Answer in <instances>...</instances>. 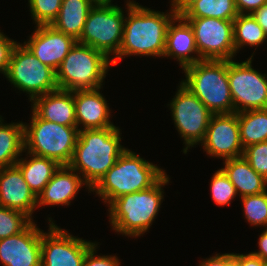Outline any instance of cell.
<instances>
[{"instance_id":"6da1fadb","label":"cell","mask_w":267,"mask_h":266,"mask_svg":"<svg viewBox=\"0 0 267 266\" xmlns=\"http://www.w3.org/2000/svg\"><path fill=\"white\" fill-rule=\"evenodd\" d=\"M124 30L119 53L112 58L117 65L124 57L164 56L167 29L177 17L172 9L169 12L155 11L141 6L134 0H127Z\"/></svg>"},{"instance_id":"7a4b0ae2","label":"cell","mask_w":267,"mask_h":266,"mask_svg":"<svg viewBox=\"0 0 267 266\" xmlns=\"http://www.w3.org/2000/svg\"><path fill=\"white\" fill-rule=\"evenodd\" d=\"M118 127L86 129L78 133L69 166L92 189L127 149L121 145Z\"/></svg>"},{"instance_id":"3957f363","label":"cell","mask_w":267,"mask_h":266,"mask_svg":"<svg viewBox=\"0 0 267 266\" xmlns=\"http://www.w3.org/2000/svg\"><path fill=\"white\" fill-rule=\"evenodd\" d=\"M169 181L165 173L153 186L122 195L107 205L113 231L130 238H137L147 232L161 208L163 187Z\"/></svg>"},{"instance_id":"277c9868","label":"cell","mask_w":267,"mask_h":266,"mask_svg":"<svg viewBox=\"0 0 267 266\" xmlns=\"http://www.w3.org/2000/svg\"><path fill=\"white\" fill-rule=\"evenodd\" d=\"M164 169L126 149L116 163L91 189L103 202L110 204L116 198L139 192L153 186L166 172Z\"/></svg>"},{"instance_id":"5b68a950","label":"cell","mask_w":267,"mask_h":266,"mask_svg":"<svg viewBox=\"0 0 267 266\" xmlns=\"http://www.w3.org/2000/svg\"><path fill=\"white\" fill-rule=\"evenodd\" d=\"M187 87L213 113H233L228 60H200L182 69Z\"/></svg>"},{"instance_id":"8992f818","label":"cell","mask_w":267,"mask_h":266,"mask_svg":"<svg viewBox=\"0 0 267 266\" xmlns=\"http://www.w3.org/2000/svg\"><path fill=\"white\" fill-rule=\"evenodd\" d=\"M111 65V59L103 52L77 42L56 71L58 89L102 88Z\"/></svg>"},{"instance_id":"52a82bcc","label":"cell","mask_w":267,"mask_h":266,"mask_svg":"<svg viewBox=\"0 0 267 266\" xmlns=\"http://www.w3.org/2000/svg\"><path fill=\"white\" fill-rule=\"evenodd\" d=\"M77 126H65L39 118L33 111L30 124H24V152L69 165L76 146Z\"/></svg>"},{"instance_id":"ba28073f","label":"cell","mask_w":267,"mask_h":266,"mask_svg":"<svg viewBox=\"0 0 267 266\" xmlns=\"http://www.w3.org/2000/svg\"><path fill=\"white\" fill-rule=\"evenodd\" d=\"M124 16L123 9L112 2H96L77 42L103 52L112 60L122 43Z\"/></svg>"},{"instance_id":"9c48e42d","label":"cell","mask_w":267,"mask_h":266,"mask_svg":"<svg viewBox=\"0 0 267 266\" xmlns=\"http://www.w3.org/2000/svg\"><path fill=\"white\" fill-rule=\"evenodd\" d=\"M5 77L15 88L29 94L30 101L58 89L56 72L18 42L12 51Z\"/></svg>"},{"instance_id":"30bf717a","label":"cell","mask_w":267,"mask_h":266,"mask_svg":"<svg viewBox=\"0 0 267 266\" xmlns=\"http://www.w3.org/2000/svg\"><path fill=\"white\" fill-rule=\"evenodd\" d=\"M175 97L168 106L180 138H183V153L204 140L213 113L181 82Z\"/></svg>"},{"instance_id":"8fae6325","label":"cell","mask_w":267,"mask_h":266,"mask_svg":"<svg viewBox=\"0 0 267 266\" xmlns=\"http://www.w3.org/2000/svg\"><path fill=\"white\" fill-rule=\"evenodd\" d=\"M252 58L228 60V80L234 112L267 109V75L252 68Z\"/></svg>"},{"instance_id":"7c38bea8","label":"cell","mask_w":267,"mask_h":266,"mask_svg":"<svg viewBox=\"0 0 267 266\" xmlns=\"http://www.w3.org/2000/svg\"><path fill=\"white\" fill-rule=\"evenodd\" d=\"M192 27L201 60H235L233 20L184 18Z\"/></svg>"},{"instance_id":"4fadbf2b","label":"cell","mask_w":267,"mask_h":266,"mask_svg":"<svg viewBox=\"0 0 267 266\" xmlns=\"http://www.w3.org/2000/svg\"><path fill=\"white\" fill-rule=\"evenodd\" d=\"M48 219V233L42 230L41 266H83L86 253L97 242L72 236Z\"/></svg>"},{"instance_id":"5bb4252c","label":"cell","mask_w":267,"mask_h":266,"mask_svg":"<svg viewBox=\"0 0 267 266\" xmlns=\"http://www.w3.org/2000/svg\"><path fill=\"white\" fill-rule=\"evenodd\" d=\"M201 146L207 155L223 160L243 156L238 113L213 114Z\"/></svg>"},{"instance_id":"9a60e30c","label":"cell","mask_w":267,"mask_h":266,"mask_svg":"<svg viewBox=\"0 0 267 266\" xmlns=\"http://www.w3.org/2000/svg\"><path fill=\"white\" fill-rule=\"evenodd\" d=\"M42 229L31 222L20 233L0 239L3 266H41Z\"/></svg>"},{"instance_id":"2e32d148","label":"cell","mask_w":267,"mask_h":266,"mask_svg":"<svg viewBox=\"0 0 267 266\" xmlns=\"http://www.w3.org/2000/svg\"><path fill=\"white\" fill-rule=\"evenodd\" d=\"M33 34L24 45L45 65L55 72L77 40L57 31L51 25L35 26Z\"/></svg>"},{"instance_id":"e0dca14e","label":"cell","mask_w":267,"mask_h":266,"mask_svg":"<svg viewBox=\"0 0 267 266\" xmlns=\"http://www.w3.org/2000/svg\"><path fill=\"white\" fill-rule=\"evenodd\" d=\"M0 206L19 210L33 220L37 197L17 165L0 168Z\"/></svg>"},{"instance_id":"ac0fdd59","label":"cell","mask_w":267,"mask_h":266,"mask_svg":"<svg viewBox=\"0 0 267 266\" xmlns=\"http://www.w3.org/2000/svg\"><path fill=\"white\" fill-rule=\"evenodd\" d=\"M100 89L74 90L75 116L79 131L116 127L110 121L108 101L100 93ZM81 124L82 127L79 128Z\"/></svg>"},{"instance_id":"d6986e66","label":"cell","mask_w":267,"mask_h":266,"mask_svg":"<svg viewBox=\"0 0 267 266\" xmlns=\"http://www.w3.org/2000/svg\"><path fill=\"white\" fill-rule=\"evenodd\" d=\"M91 192L83 178L69 165H61L37 197V207L71 205L82 186Z\"/></svg>"},{"instance_id":"ffe728a7","label":"cell","mask_w":267,"mask_h":266,"mask_svg":"<svg viewBox=\"0 0 267 266\" xmlns=\"http://www.w3.org/2000/svg\"><path fill=\"white\" fill-rule=\"evenodd\" d=\"M31 102V109L39 118L65 126H77L74 91L57 89Z\"/></svg>"},{"instance_id":"44dd1931","label":"cell","mask_w":267,"mask_h":266,"mask_svg":"<svg viewBox=\"0 0 267 266\" xmlns=\"http://www.w3.org/2000/svg\"><path fill=\"white\" fill-rule=\"evenodd\" d=\"M164 57L177 59L176 61L179 62L181 69L201 60L193 29L182 16L175 17L168 26L165 51L162 58Z\"/></svg>"},{"instance_id":"7402d4cb","label":"cell","mask_w":267,"mask_h":266,"mask_svg":"<svg viewBox=\"0 0 267 266\" xmlns=\"http://www.w3.org/2000/svg\"><path fill=\"white\" fill-rule=\"evenodd\" d=\"M221 168L241 197L259 194L267 190V179L258 174L243 157L223 160Z\"/></svg>"},{"instance_id":"603a6c76","label":"cell","mask_w":267,"mask_h":266,"mask_svg":"<svg viewBox=\"0 0 267 266\" xmlns=\"http://www.w3.org/2000/svg\"><path fill=\"white\" fill-rule=\"evenodd\" d=\"M95 0H62L61 8L51 26L59 32L78 40L83 32Z\"/></svg>"},{"instance_id":"cb8c5ba5","label":"cell","mask_w":267,"mask_h":266,"mask_svg":"<svg viewBox=\"0 0 267 266\" xmlns=\"http://www.w3.org/2000/svg\"><path fill=\"white\" fill-rule=\"evenodd\" d=\"M26 153L28 158L20 157L16 165L30 190L38 197L61 165L53 159Z\"/></svg>"},{"instance_id":"d4e9b609","label":"cell","mask_w":267,"mask_h":266,"mask_svg":"<svg viewBox=\"0 0 267 266\" xmlns=\"http://www.w3.org/2000/svg\"><path fill=\"white\" fill-rule=\"evenodd\" d=\"M3 122L0 116V168L16 165L24 152V123Z\"/></svg>"},{"instance_id":"484cf974","label":"cell","mask_w":267,"mask_h":266,"mask_svg":"<svg viewBox=\"0 0 267 266\" xmlns=\"http://www.w3.org/2000/svg\"><path fill=\"white\" fill-rule=\"evenodd\" d=\"M238 124L243 148L267 141V109L238 113Z\"/></svg>"},{"instance_id":"4316f807","label":"cell","mask_w":267,"mask_h":266,"mask_svg":"<svg viewBox=\"0 0 267 266\" xmlns=\"http://www.w3.org/2000/svg\"><path fill=\"white\" fill-rule=\"evenodd\" d=\"M266 39L267 34L252 14H239L233 20V42L236 53H239L243 46L258 47L267 42Z\"/></svg>"},{"instance_id":"83f0119b","label":"cell","mask_w":267,"mask_h":266,"mask_svg":"<svg viewBox=\"0 0 267 266\" xmlns=\"http://www.w3.org/2000/svg\"><path fill=\"white\" fill-rule=\"evenodd\" d=\"M239 15L235 0H198L183 15V18L213 17L234 20Z\"/></svg>"},{"instance_id":"f1b7e54d","label":"cell","mask_w":267,"mask_h":266,"mask_svg":"<svg viewBox=\"0 0 267 266\" xmlns=\"http://www.w3.org/2000/svg\"><path fill=\"white\" fill-rule=\"evenodd\" d=\"M244 217L251 225L267 229V190L241 197ZM266 226V227H265Z\"/></svg>"},{"instance_id":"f546056e","label":"cell","mask_w":267,"mask_h":266,"mask_svg":"<svg viewBox=\"0 0 267 266\" xmlns=\"http://www.w3.org/2000/svg\"><path fill=\"white\" fill-rule=\"evenodd\" d=\"M32 221L34 220L19 210L0 206V239L20 233Z\"/></svg>"},{"instance_id":"4dcf8cb0","label":"cell","mask_w":267,"mask_h":266,"mask_svg":"<svg viewBox=\"0 0 267 266\" xmlns=\"http://www.w3.org/2000/svg\"><path fill=\"white\" fill-rule=\"evenodd\" d=\"M210 192L213 201L219 206L230 205L237 194L234 185L222 169H218L210 181Z\"/></svg>"},{"instance_id":"1f68e13d","label":"cell","mask_w":267,"mask_h":266,"mask_svg":"<svg viewBox=\"0 0 267 266\" xmlns=\"http://www.w3.org/2000/svg\"><path fill=\"white\" fill-rule=\"evenodd\" d=\"M31 19L36 26L51 25L58 16L62 0H28Z\"/></svg>"},{"instance_id":"d6a6232c","label":"cell","mask_w":267,"mask_h":266,"mask_svg":"<svg viewBox=\"0 0 267 266\" xmlns=\"http://www.w3.org/2000/svg\"><path fill=\"white\" fill-rule=\"evenodd\" d=\"M243 157L258 174L267 179V141L247 146Z\"/></svg>"},{"instance_id":"836d02e7","label":"cell","mask_w":267,"mask_h":266,"mask_svg":"<svg viewBox=\"0 0 267 266\" xmlns=\"http://www.w3.org/2000/svg\"><path fill=\"white\" fill-rule=\"evenodd\" d=\"M96 243L87 253L83 261V266H120V260L117 256L111 255H96V249L98 248Z\"/></svg>"},{"instance_id":"e575fe53","label":"cell","mask_w":267,"mask_h":266,"mask_svg":"<svg viewBox=\"0 0 267 266\" xmlns=\"http://www.w3.org/2000/svg\"><path fill=\"white\" fill-rule=\"evenodd\" d=\"M16 44V41L8 38L0 30V73L4 76L7 73L11 54Z\"/></svg>"},{"instance_id":"d590c367","label":"cell","mask_w":267,"mask_h":266,"mask_svg":"<svg viewBox=\"0 0 267 266\" xmlns=\"http://www.w3.org/2000/svg\"><path fill=\"white\" fill-rule=\"evenodd\" d=\"M198 266H234V253H217L210 258L200 260Z\"/></svg>"},{"instance_id":"8d00e7d4","label":"cell","mask_w":267,"mask_h":266,"mask_svg":"<svg viewBox=\"0 0 267 266\" xmlns=\"http://www.w3.org/2000/svg\"><path fill=\"white\" fill-rule=\"evenodd\" d=\"M234 266H267V262L252 254L234 253Z\"/></svg>"},{"instance_id":"74e56055","label":"cell","mask_w":267,"mask_h":266,"mask_svg":"<svg viewBox=\"0 0 267 266\" xmlns=\"http://www.w3.org/2000/svg\"><path fill=\"white\" fill-rule=\"evenodd\" d=\"M265 3H267V0H235L239 14H252Z\"/></svg>"},{"instance_id":"f35d334b","label":"cell","mask_w":267,"mask_h":266,"mask_svg":"<svg viewBox=\"0 0 267 266\" xmlns=\"http://www.w3.org/2000/svg\"><path fill=\"white\" fill-rule=\"evenodd\" d=\"M198 0H171V9L176 16H182Z\"/></svg>"},{"instance_id":"ab89813d","label":"cell","mask_w":267,"mask_h":266,"mask_svg":"<svg viewBox=\"0 0 267 266\" xmlns=\"http://www.w3.org/2000/svg\"><path fill=\"white\" fill-rule=\"evenodd\" d=\"M257 23L262 27L267 34V3L263 4L260 8L252 13Z\"/></svg>"},{"instance_id":"60d3db41","label":"cell","mask_w":267,"mask_h":266,"mask_svg":"<svg viewBox=\"0 0 267 266\" xmlns=\"http://www.w3.org/2000/svg\"><path fill=\"white\" fill-rule=\"evenodd\" d=\"M258 240L259 250L251 253L267 262V229L263 230Z\"/></svg>"},{"instance_id":"b9f144b4","label":"cell","mask_w":267,"mask_h":266,"mask_svg":"<svg viewBox=\"0 0 267 266\" xmlns=\"http://www.w3.org/2000/svg\"><path fill=\"white\" fill-rule=\"evenodd\" d=\"M96 2H112V0H95Z\"/></svg>"}]
</instances>
